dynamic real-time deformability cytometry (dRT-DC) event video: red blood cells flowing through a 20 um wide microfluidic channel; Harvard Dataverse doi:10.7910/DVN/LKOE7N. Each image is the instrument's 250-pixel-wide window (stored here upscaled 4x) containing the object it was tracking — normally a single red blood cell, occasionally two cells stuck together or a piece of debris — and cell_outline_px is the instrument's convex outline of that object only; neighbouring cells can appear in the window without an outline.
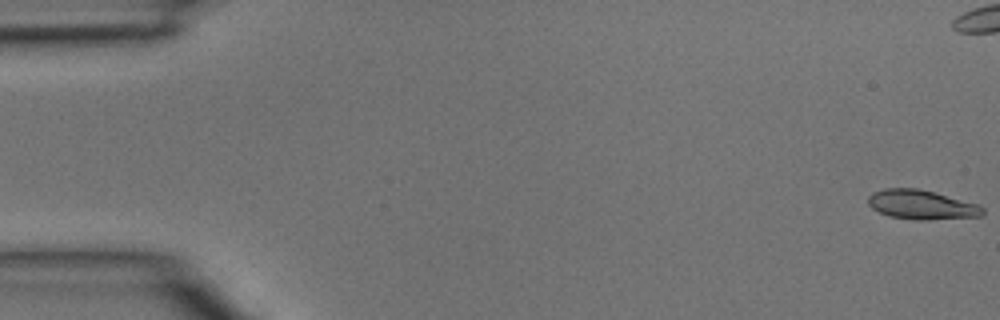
{"species": "common noctule bat (a hibernating species)", "species_latin": "Nyctalus noctula", "temperature_condition": "room temperature", "stored_images_in_passage": 4, "camera_frame_rate_fps": 3000, "um_per_image_px": 0.085, "animal": {"sex": "male", "body_mass_g": 15.6}, "frame": {"image": 1, "passage_image": 1, "time_ms": 0.0, "image_size_px": [1000, 320], "cell_outline_px": [[984, 212], [980, 216], [924, 220], [916, 220], [888, 216], [872, 208], [868, 204], [868, 196], [872, 192], [884, 188], [920, 188], [980, 204], [984, 208]], "centroid_in_image_um": [78.33, 17.39], "position_along_channel_um": 6.7, "area_um2": 19.77}}